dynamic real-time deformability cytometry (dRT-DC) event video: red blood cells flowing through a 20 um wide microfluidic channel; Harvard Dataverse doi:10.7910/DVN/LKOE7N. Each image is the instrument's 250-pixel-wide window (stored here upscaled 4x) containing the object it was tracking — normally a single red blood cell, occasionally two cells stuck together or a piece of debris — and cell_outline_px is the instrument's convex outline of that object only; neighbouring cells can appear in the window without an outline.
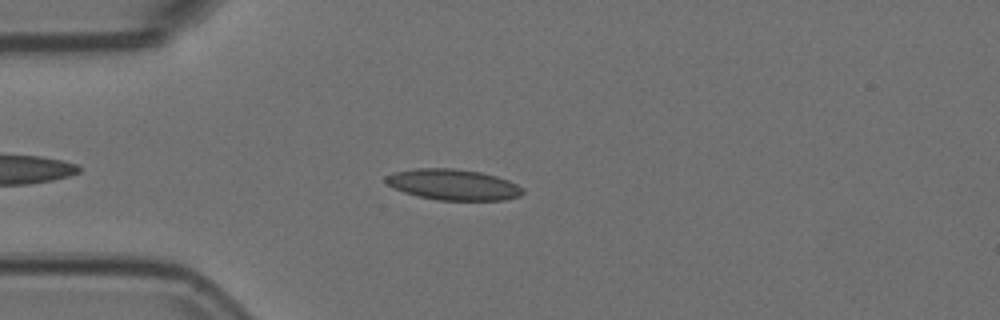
{"species": "Egyptian fruit bat (a non-hibernating species)", "species_latin": "Rousettus aegyptiacus", "temperature_condition": "room temperature", "stored_images_in_passage": 45, "camera_frame_rate_fps": 3000, "um_per_image_px": 0.085, "animal": {"sex": "female"}, "frame": {"image": 1, "passage_image": 7, "time_ms": 2.0, "image_size_px": [1000, 320], "cell_outline_px": [[524, 192], [520, 196], [504, 200], [436, 200], [404, 192], [388, 184], [384, 180], [384, 176], [392, 172], [416, 168], [452, 168], [480, 172], [496, 176], [508, 180], [524, 188]], "centroid_in_image_um": [38.52, 15.69], "position_along_channel_um": 46.5, "area_um2": 24.62}}
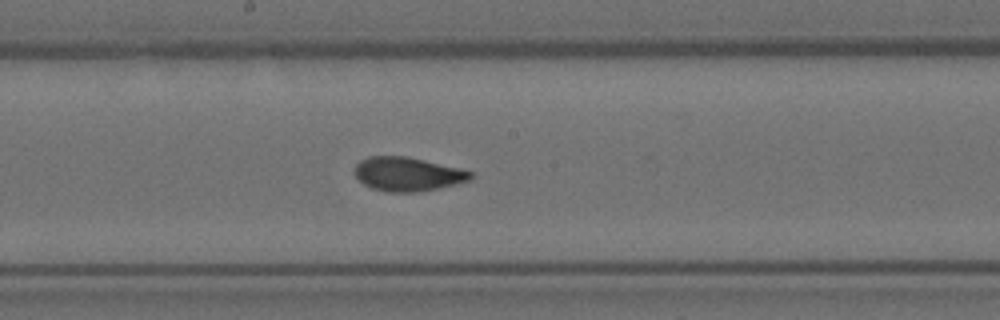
{"frame": {"image": 2, "passage_image": 22, "time_ms": 7.0, "image_size_px": [1000, 320], "cell_outline_px": [[472, 180], [456, 184], [420, 192], [388, 192], [372, 188], [364, 184], [356, 176], [356, 164], [360, 160], [368, 156], [404, 156], [424, 160], [460, 168], [472, 172]], "centroid_in_image_um": [34.67, 14.8], "position_along_channel_um": 213.5, "area_um2": 22.83}}
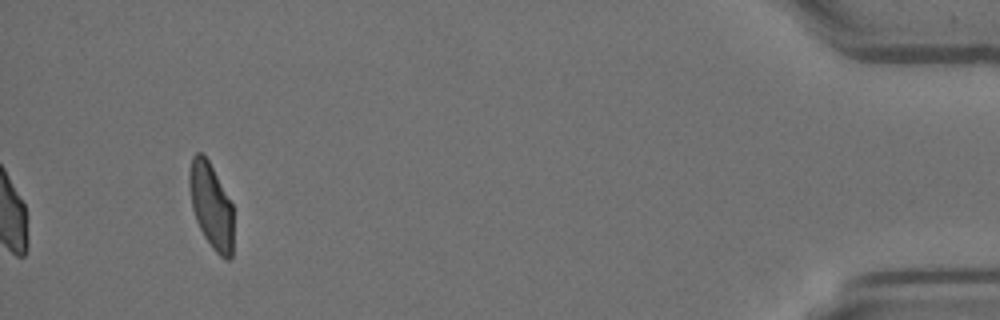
{"frame": {"image": 3, "passage_image": 45, "time_ms": 14.667, "image_size_px": [1000, 320], "cell_outline_px": [[232, 256], [228, 260], [220, 256], [212, 248], [204, 236], [196, 220], [192, 208], [188, 184], [188, 172], [192, 156], [196, 152], [200, 152], [208, 160], [232, 204]], "centroid_in_image_um": [17.92, 17.47], "position_along_channel_um": 417.3, "area_um2": 21.79}, "authors_computed_cell_mechanics": {"area_um2": 22.9466, "velocity_mm_per_s": 3.6179, "shape_relaxation_time_tau1_ms": 4.9409, "shape_relaxation_time_tau2_ms": 1.2145, "deformation_change_tau1": 0.167, "deformation_change_tau2": 0.0639}}